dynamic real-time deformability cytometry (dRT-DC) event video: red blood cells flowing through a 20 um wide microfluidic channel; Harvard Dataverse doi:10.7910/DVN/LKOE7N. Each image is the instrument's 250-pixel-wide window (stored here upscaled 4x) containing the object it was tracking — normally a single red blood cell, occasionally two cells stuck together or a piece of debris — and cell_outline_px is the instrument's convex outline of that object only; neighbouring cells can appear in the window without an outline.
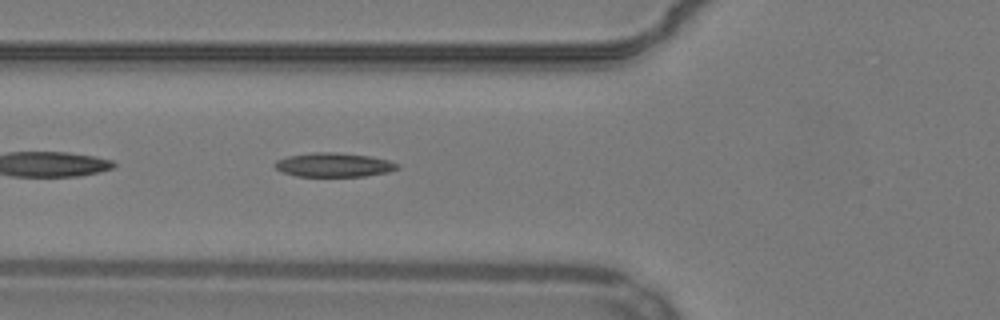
{"species": "common noctule bat (a hibernating species)", "species_latin": "Nyctalus noctula", "temperature_condition": "warm", "stored_images_in_passage": 39, "segment_of_instrument_passage": [1, 2], "camera_frame_rate_fps": 3000, "um_per_image_px": 0.085, "animal": {"sex": "male", "body_mass_g": 19.2, "forearm_length_mm": 51.8}, "frame": {"image": 1, "passage_image": 4, "time_ms": 1.0, "image_size_px": [1000, 320], "cell_outline_px": [[400, 168], [388, 172], [364, 176], [296, 176], [280, 172], [272, 164], [276, 160], [288, 156], [316, 152], [336, 152], [372, 156], [388, 160], [400, 164]], "centroid_in_image_um": [28.37, 14.01], "position_along_channel_um": 97.4, "area_um2": 17.34}}
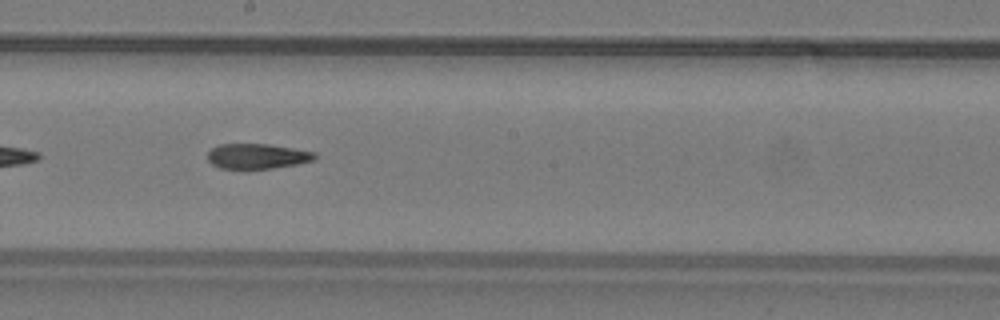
{"frame": {"image": 2, "passage_image": 14, "time_ms": 4.333, "image_size_px": [1000, 320], "cell_outline_px": [[316, 156], [312, 160], [296, 164], [272, 168], [220, 168], [212, 164], [208, 160], [208, 152], [212, 148], [220, 144], [268, 144], [316, 152]], "centroid_in_image_um": [21.84, 13.27], "position_along_channel_um": 226.4, "area_um2": 15.43}}
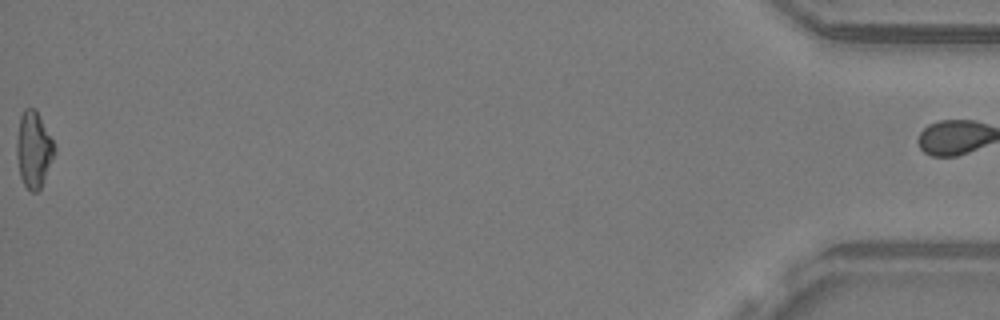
{"frame": {"image": 3, "passage_image": 38, "time_ms": 12.333, "image_size_px": [1000, 320], "cell_outline_px": [[56, 152], [40, 188], [36, 192], [32, 192], [24, 184], [20, 176], [16, 156], [16, 140], [20, 116], [24, 108], [36, 108], [56, 148]], "centroid_in_image_um": [2.85, 12.69], "position_along_channel_um": 432.4, "area_um2": 16.76}}